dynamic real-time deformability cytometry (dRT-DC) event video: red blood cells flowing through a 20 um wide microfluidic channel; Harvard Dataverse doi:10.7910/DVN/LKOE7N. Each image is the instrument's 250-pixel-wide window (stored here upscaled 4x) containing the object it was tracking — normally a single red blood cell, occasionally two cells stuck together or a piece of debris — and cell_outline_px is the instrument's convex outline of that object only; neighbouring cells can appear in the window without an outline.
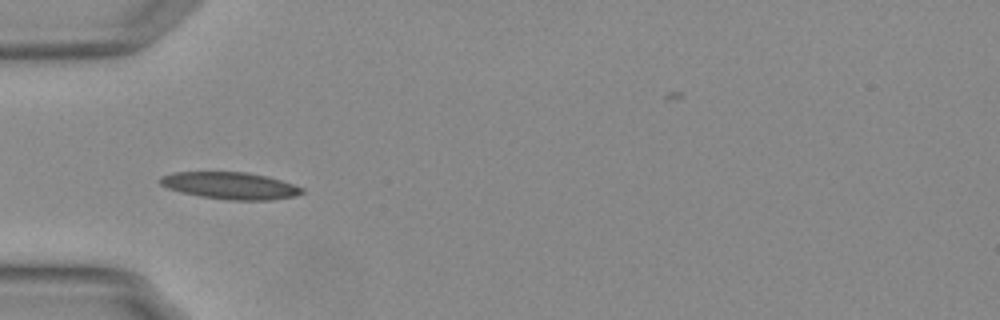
{"species": "Egyptian fruit bat (a non-hibernating species)", "species_latin": "Rousettus aegyptiacus", "temperature_condition": "warm", "stored_images_in_passage": 39, "camera_frame_rate_fps": 3000, "um_per_image_px": 0.085, "animal": {"sex": "female"}, "frame": {"image": 1, "passage_image": 1, "time_ms": 0.0, "image_size_px": [1000, 320], "cell_outline_px": [[304, 192], [296, 196], [272, 200], [228, 200], [200, 196], [180, 192], [168, 188], [160, 184], [156, 180], [160, 176], [172, 172], [248, 172], [268, 176], [304, 188]], "centroid_in_image_um": [19.55, 15.78], "position_along_channel_um": 65.5, "area_um2": 22.54}}
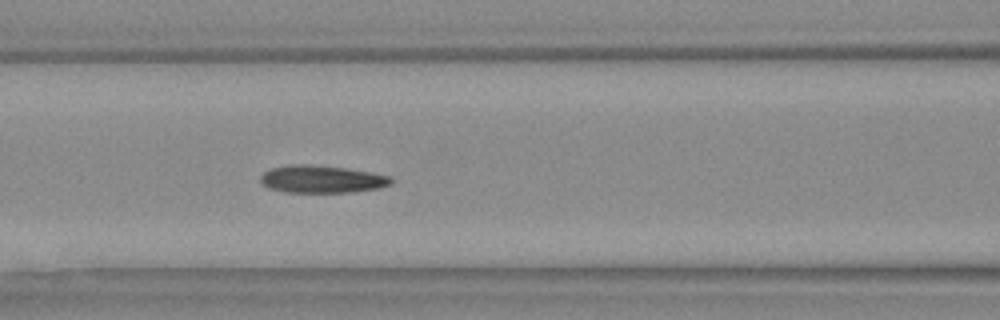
{"frame": {"image": 2, "passage_image": 7, "time_ms": 2.0, "image_size_px": [1000, 320], "cell_outline_px": [[392, 184], [380, 188], [352, 192], [284, 192], [268, 188], [260, 180], [260, 176], [264, 172], [272, 168], [288, 164], [308, 164], [344, 168], [372, 172], [388, 176], [392, 180]], "centroid_in_image_um": [27.34, 15.23], "position_along_channel_um": 139.3, "area_um2": 20.92}}
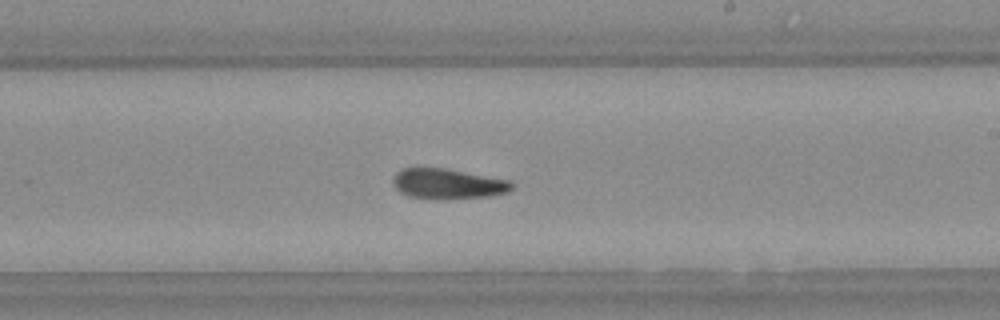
{"frame": {"image": 3, "passage_image": 16, "time_ms": 5.0, "image_size_px": [1000, 320], "cell_outline_px": [[516, 184], [508, 192], [488, 196], [448, 200], [436, 200], [408, 196], [400, 192], [392, 184], [392, 180], [396, 172], [404, 168], [444, 168], [512, 180]], "centroid_in_image_um": [38.09, 15.64], "position_along_channel_um": 250.9, "area_um2": 21.39}, "authors_computed_cell_mechanics": {"area_um2": 20.9814, "velocity_mm_per_s": 3.7544, "shape_relaxation_time_tau1_ms": null, "shape_relaxation_time_tau2_ms": 4.3171, "deformation_change_tau1": null, "deformation_change_tau2": 0.1089}}